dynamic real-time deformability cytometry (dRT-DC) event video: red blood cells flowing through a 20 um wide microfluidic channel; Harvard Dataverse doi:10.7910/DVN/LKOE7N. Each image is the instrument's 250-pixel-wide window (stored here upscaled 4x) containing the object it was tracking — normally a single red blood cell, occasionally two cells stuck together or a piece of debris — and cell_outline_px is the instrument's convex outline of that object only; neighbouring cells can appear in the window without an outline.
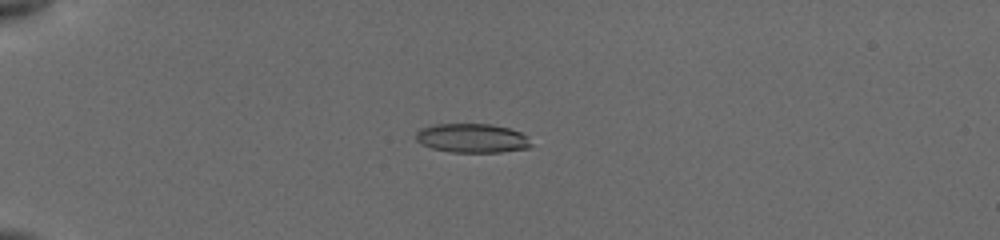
{"species": "common noctule bat (a hibernating species)", "species_latin": "Nyctalus noctula", "temperature_condition": "cold", "stored_images_in_passage": 77, "camera_frame_rate_fps": 3000, "um_per_image_px": 0.085, "animal": {"sex": "female", "body_mass_g": 19.5, "forearm_length_mm": 54.1}, "frame": {"image": 1, "passage_image": 24, "time_ms": 3.0, "image_size_px": [1000, 240], "cell_outline_px": [[532, 144], [528, 148], [500, 152], [452, 152], [432, 148], [420, 144], [416, 140], [416, 132], [420, 128], [436, 124], [492, 124], [508, 128], [520, 132]], "centroid_in_image_um": [40.08, 11.74], "position_along_channel_um": 44.9, "area_um2": 19.42}}
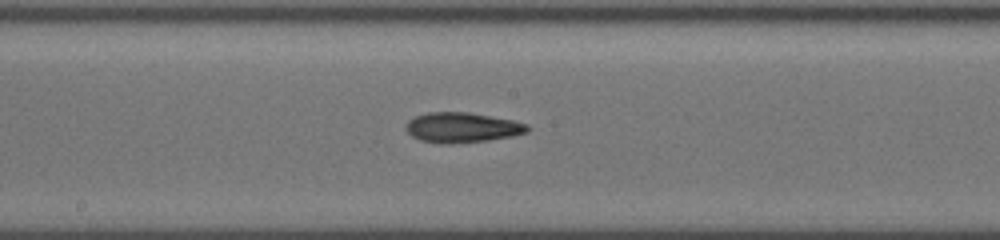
{"frame": {"image": 2, "passage_image": 49, "time_ms": 8.333, "image_size_px": [1000, 240], "cell_outline_px": [[532, 128], [528, 132], [512, 136], [488, 140], [452, 144], [440, 144], [420, 140], [412, 136], [408, 132], [408, 120], [416, 116], [428, 112], [468, 112], [512, 120], [528, 124]], "centroid_in_image_um": [39.32, 10.84], "position_along_channel_um": 208.9, "area_um2": 21.27}}
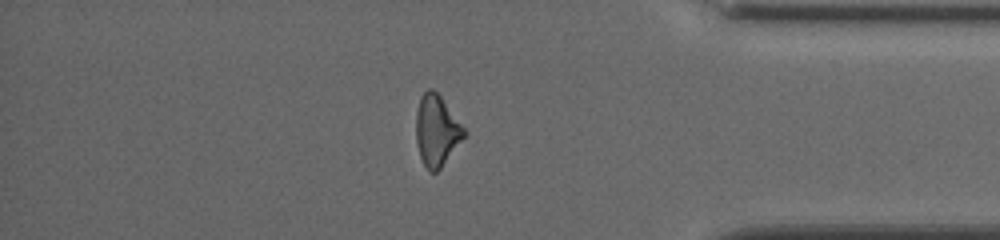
{"frame": {"image": 3, "passage_image": 68, "time_ms": 13.667, "image_size_px": [1000, 240], "cell_outline_px": [[468, 132], [440, 168], [436, 172], [428, 172], [420, 156], [416, 140], [416, 112], [420, 96], [428, 88], [432, 88], [440, 96]], "centroid_in_image_um": [37.11, 11.09], "position_along_channel_um": 398.1, "area_um2": 19.71}, "authors_computed_cell_mechanics": {"area_um2": 20.0566, "velocity_mm_per_s": 3.8895, "shape_relaxation_time_tau1_ms": 5.8049, "shape_relaxation_time_tau2_ms": 3.0715, "deformation_change_tau1": 0.1896, "deformation_change_tau2": 0.1283}}